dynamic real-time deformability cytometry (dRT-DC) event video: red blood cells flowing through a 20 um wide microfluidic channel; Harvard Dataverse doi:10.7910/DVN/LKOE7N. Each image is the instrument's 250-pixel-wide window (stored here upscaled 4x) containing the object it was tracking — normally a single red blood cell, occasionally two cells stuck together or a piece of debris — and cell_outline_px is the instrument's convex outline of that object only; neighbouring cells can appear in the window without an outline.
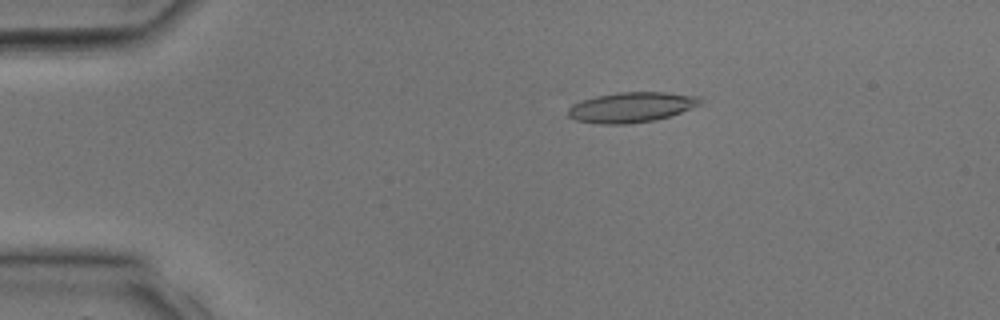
{"species": "common noctule bat (a hibernating species)", "species_latin": "Nyctalus noctula", "temperature_condition": "room temperature", "stored_images_in_passage": 34, "camera_frame_rate_fps": 3000, "um_per_image_px": 0.085, "animal": {"sex": "male", "body_mass_g": 17.9, "forearm_length_mm": 54.2}, "frame": {"image": 1, "passage_image": 7, "time_ms": 2.0, "image_size_px": [1000, 320], "cell_outline_px": [[704, 104], [656, 120], [628, 124], [600, 124], [576, 120], [568, 116], [568, 108], [572, 104], [596, 96], [620, 92], [664, 92], [700, 96], [704, 100]], "centroid_in_image_um": [53.71, 9.11], "position_along_channel_um": 31.3, "area_um2": 23.35}}
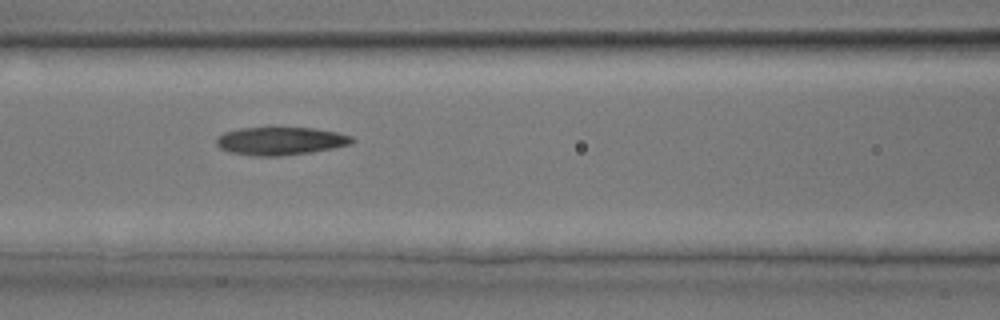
{"frame": {"image": 2, "passage_image": 15, "time_ms": 4.667, "image_size_px": [1000, 320], "cell_outline_px": [[356, 140], [352, 144], [312, 152], [280, 156], [256, 156], [228, 152], [220, 148], [216, 144], [216, 136], [224, 132], [240, 128], [316, 128], [336, 132], [352, 136]], "centroid_in_image_um": [23.83, 11.99], "position_along_channel_um": 142.8, "area_um2": 22.25}}
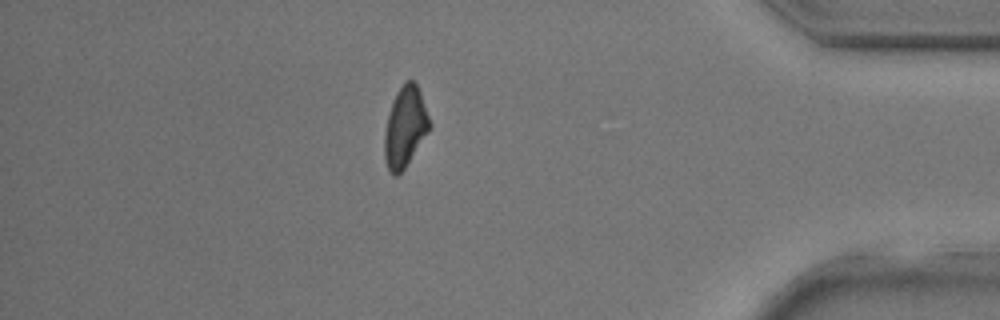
{"frame": {"image": 3, "passage_image": 29, "time_ms": 9.333, "image_size_px": [1000, 320], "cell_outline_px": [[432, 124], [428, 132], [404, 168], [396, 176], [392, 176], [388, 172], [384, 160], [384, 132], [388, 112], [396, 92], [408, 80], [412, 80], [416, 84], [420, 92]], "centroid_in_image_um": [34.41, 10.82], "position_along_channel_um": 400.8, "area_um2": 21.1}}